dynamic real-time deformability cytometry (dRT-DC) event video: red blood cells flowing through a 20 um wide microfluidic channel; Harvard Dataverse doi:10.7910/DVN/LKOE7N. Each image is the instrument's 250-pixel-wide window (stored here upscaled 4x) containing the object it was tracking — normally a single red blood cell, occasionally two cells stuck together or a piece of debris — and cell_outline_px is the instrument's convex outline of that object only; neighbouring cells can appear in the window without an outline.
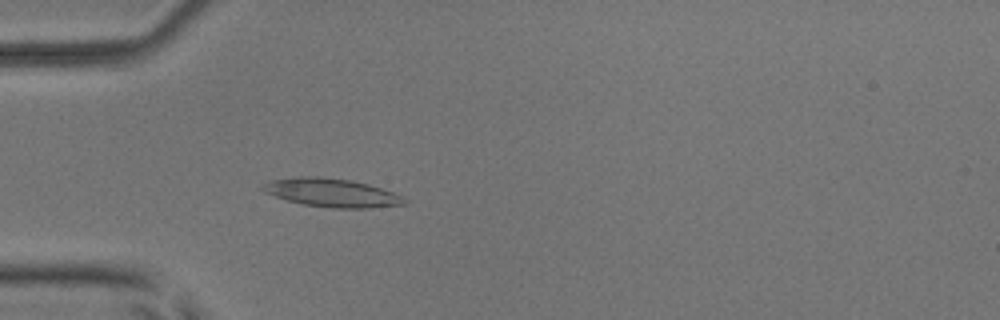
{"species": "common noctule bat (a hibernating species)", "species_latin": "Nyctalus noctula", "temperature_condition": "room temperature", "stored_images_in_passage": 52, "camera_frame_rate_fps": 3000, "um_per_image_px": 0.085, "animal": {"sex": "male", "body_mass_g": 17.9, "forearm_length_mm": 54.2}, "frame": {"image": 1, "passage_image": 16, "time_ms": 5.0, "image_size_px": [1000, 320], "cell_outline_px": [[408, 204], [368, 208], [332, 208], [304, 204], [288, 200], [264, 192], [260, 188], [260, 184], [272, 180], [300, 176], [320, 176], [352, 180], [368, 184], [404, 196], [408, 200]], "centroid_in_image_um": [28.22, 16.38], "position_along_channel_um": 56.8, "area_um2": 23.58}}
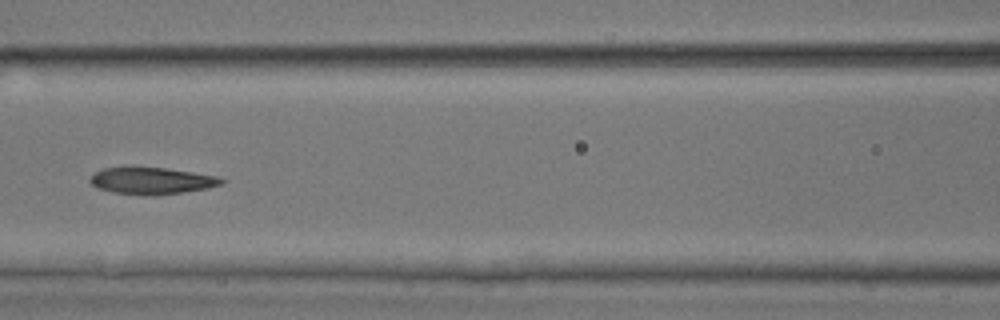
{"frame": {"image": 2, "passage_image": 24, "time_ms": 7.667, "image_size_px": [1000, 320], "cell_outline_px": [[224, 184], [208, 188], [152, 196], [144, 196], [112, 192], [100, 188], [92, 184], [88, 180], [96, 172], [104, 168], [164, 168], [192, 172], [216, 176], [224, 180]], "centroid_in_image_um": [12.91, 15.38], "position_along_channel_um": 153.7, "area_um2": 20.17}}
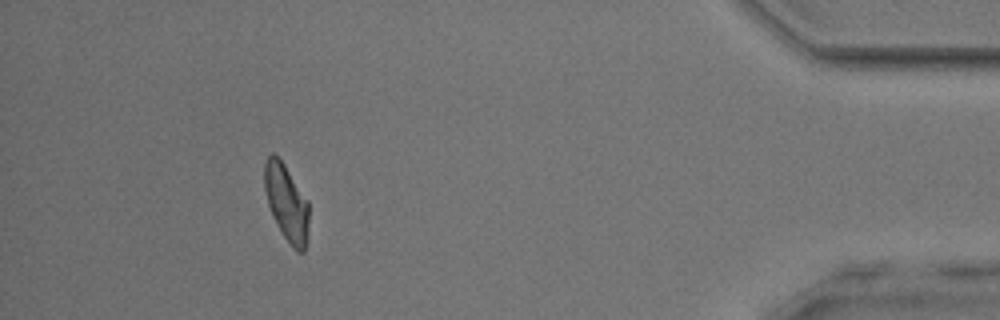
{"frame": {"image": 3, "passage_image": 48, "time_ms": 15.667, "image_size_px": [1000, 320], "cell_outline_px": [[308, 224], [304, 252], [296, 252], [292, 248], [284, 236], [272, 216], [268, 204], [264, 188], [264, 164], [268, 156], [272, 152], [284, 164], [308, 200]], "centroid_in_image_um": [24.34, 17.23], "position_along_channel_um": 410.9, "area_um2": 19.65}, "authors_computed_cell_mechanics": {"area_um2": 21.097, "velocity_mm_per_s": 3.9065, "shape_relaxation_time_tau1_ms": 6.4401, "shape_relaxation_time_tau2_ms": 3.804, "deformation_change_tau1": 0.2282, "deformation_change_tau2": 0.1367}}